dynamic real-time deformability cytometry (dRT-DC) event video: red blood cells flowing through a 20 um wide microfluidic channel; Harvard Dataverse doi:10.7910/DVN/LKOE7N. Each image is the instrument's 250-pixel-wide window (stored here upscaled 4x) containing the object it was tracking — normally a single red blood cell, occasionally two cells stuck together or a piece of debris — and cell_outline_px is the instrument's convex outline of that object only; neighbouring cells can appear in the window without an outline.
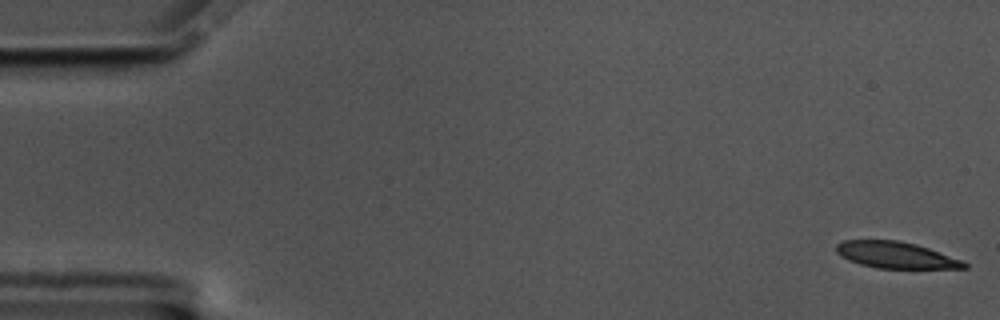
{"species": "common noctule bat (a hibernating species)", "species_latin": "Nyctalus noctula", "temperature_condition": "cold", "stored_images_in_passage": 57, "camera_frame_rate_fps": 3000, "um_per_image_px": 0.085, "animal": {"sex": "male", "body_mass_g": 17.5, "forearm_length_mm": 52.3}, "frame": {"image": 1, "passage_image": 1, "time_ms": 0.0, "image_size_px": [1000, 320], "cell_outline_px": [[968, 268], [876, 268], [860, 264], [848, 260], [840, 256], [836, 252], [836, 244], [844, 240], [896, 240], [916, 244], [964, 260], [968, 264]], "centroid_in_image_um": [76.14, 21.68], "position_along_channel_um": 8.9, "area_um2": 19.77}}
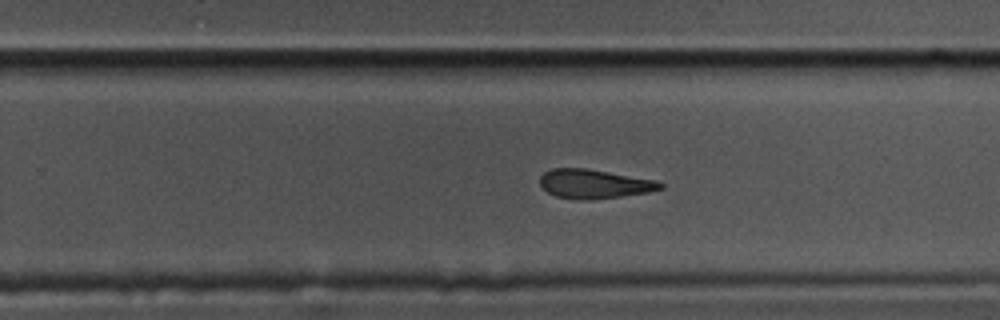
{"frame": {"image": 2, "passage_image": 36, "time_ms": 11.667, "image_size_px": [1000, 320], "cell_outline_px": [[664, 188], [648, 192], [620, 196], [588, 200], [576, 200], [556, 196], [540, 188], [540, 176], [544, 172], [552, 168], [584, 168], [656, 180], [664, 184]], "centroid_in_image_um": [50.47, 15.63], "position_along_channel_um": 279.3, "area_um2": 20.4}}
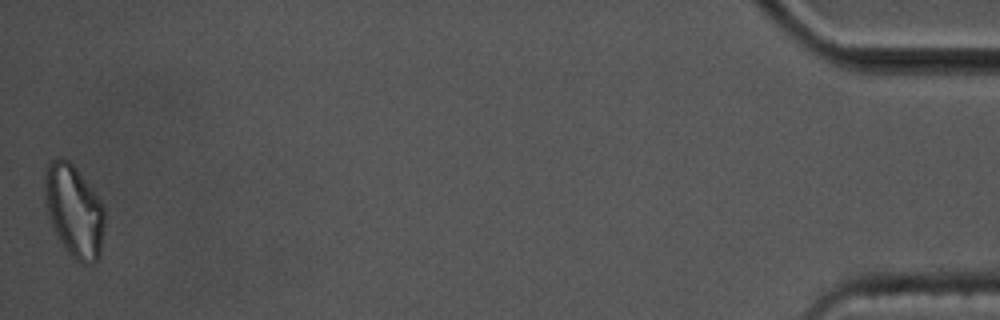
{"frame": {"image": 3, "passage_image": 57, "time_ms": 18.667, "image_size_px": [1000, 320], "cell_outline_px": [[104, 224], [100, 256], [92, 264], [80, 264], [68, 252], [60, 240], [48, 216], [44, 196], [44, 172], [48, 164], [56, 156], [68, 160], [76, 168], [100, 200], [104, 208]], "centroid_in_image_um": [6.28, 17.92], "position_along_channel_um": 428.9, "area_um2": 32.08}, "authors_computed_cell_mechanics": {"area_um2": 21.7906, "velocity_mm_per_s": 3.4883, "shape_relaxation_time_tau1_ms": 9.6905, "shape_relaxation_time_tau2_ms": 3.1157, "deformation_change_tau1": 0.2262, "deformation_change_tau2": 0.1313}}